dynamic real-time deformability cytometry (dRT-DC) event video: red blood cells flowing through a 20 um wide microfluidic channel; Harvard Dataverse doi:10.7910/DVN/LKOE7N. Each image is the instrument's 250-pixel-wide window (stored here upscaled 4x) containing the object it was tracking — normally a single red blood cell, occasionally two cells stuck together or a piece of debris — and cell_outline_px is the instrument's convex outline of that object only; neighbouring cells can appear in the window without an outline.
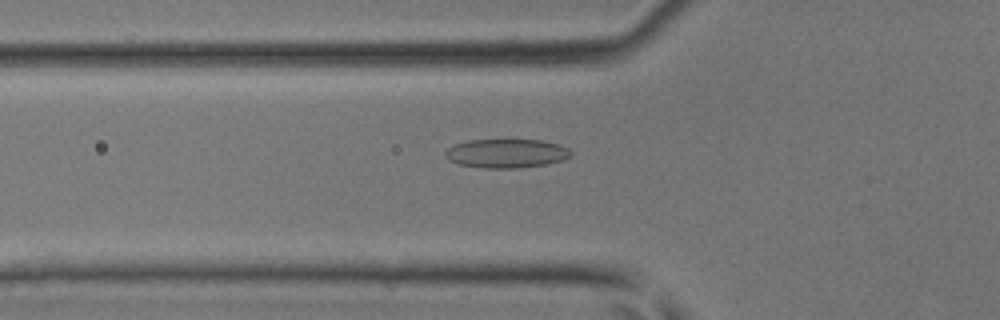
{"species": "common noctule bat (a hibernating species)", "species_latin": "Nyctalus noctula", "temperature_condition": "room temperature", "stored_images_in_passage": 28, "camera_frame_rate_fps": 3000, "um_per_image_px": 0.085, "animal": {"sex": "male", "body_mass_g": 17.9, "forearm_length_mm": 54.2}, "frame": {"image": 1, "passage_image": 9, "time_ms": 2.667, "image_size_px": [1000, 320], "cell_outline_px": [[572, 156], [548, 164], [520, 168], [484, 168], [460, 164], [448, 160], [444, 156], [444, 152], [452, 144], [468, 140], [544, 140], [560, 144], [568, 148], [572, 152]], "centroid_in_image_um": [43.04, 13.03], "position_along_channel_um": 82.8, "area_um2": 21.39}}
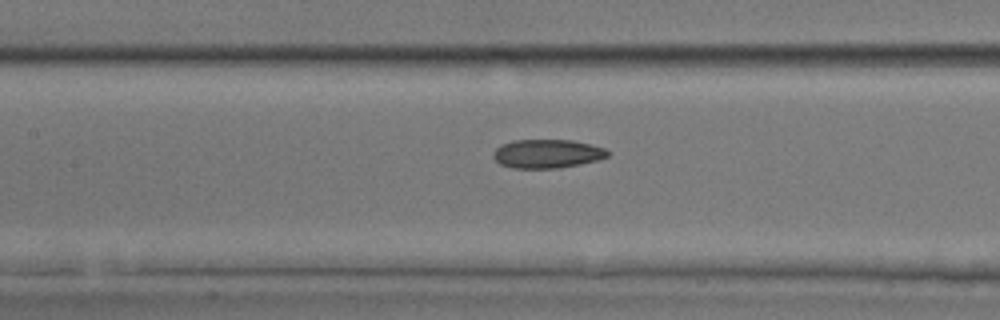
{"frame": {"image": 2, "passage_image": 14, "time_ms": 4.333, "image_size_px": [1000, 320], "cell_outline_px": [[608, 156], [596, 160], [556, 168], [512, 168], [500, 164], [492, 156], [492, 152], [500, 144], [512, 140], [572, 140], [604, 148], [608, 152]], "centroid_in_image_um": [46.42, 13.06], "position_along_channel_um": 161.0, "area_um2": 18.96}}
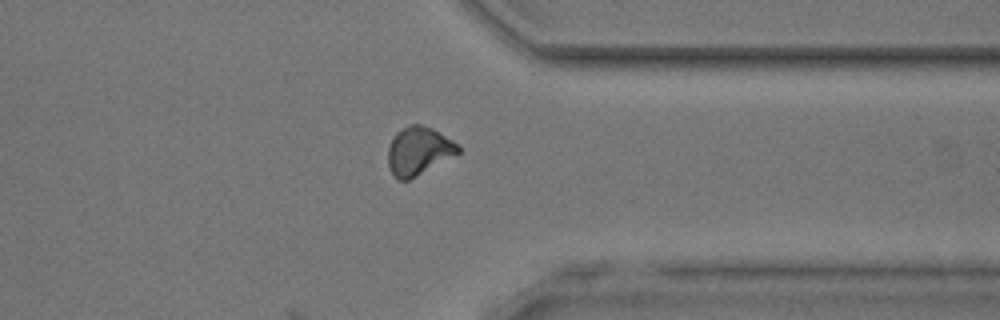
{"frame": {"image": 3, "passage_image": 28, "time_ms": 9.0, "image_size_px": [1000, 320], "cell_outline_px": [[460, 152], [408, 180], [400, 180], [392, 172], [388, 164], [388, 148], [396, 132], [412, 124], [420, 124], [432, 128], [440, 132], [460, 144]], "centroid_in_image_um": [35.6, 12.8], "position_along_channel_um": 375.8, "area_um2": 19.36}}